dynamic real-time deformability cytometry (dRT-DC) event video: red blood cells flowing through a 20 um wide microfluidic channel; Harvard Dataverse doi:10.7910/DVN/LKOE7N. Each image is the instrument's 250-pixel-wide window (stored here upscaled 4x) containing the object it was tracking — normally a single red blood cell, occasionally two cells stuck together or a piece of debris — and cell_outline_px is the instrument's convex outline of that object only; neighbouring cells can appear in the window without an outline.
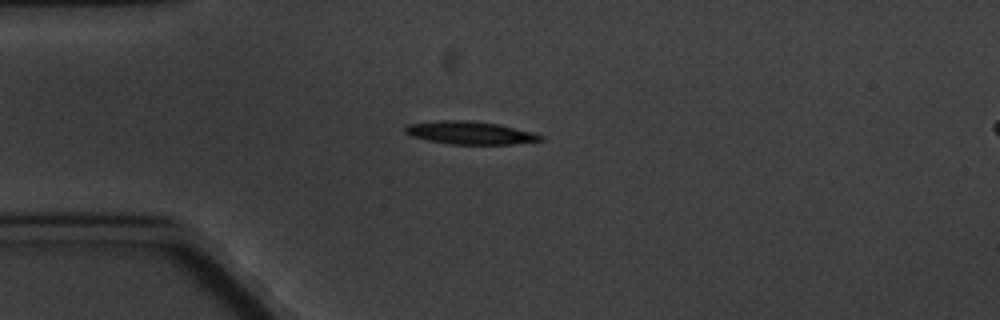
{"species": "common noctule bat (a hibernating species)", "species_latin": "Nyctalus noctula", "temperature_condition": "cold", "stored_images_in_passage": 5, "camera_frame_rate_fps": 3000, "um_per_image_px": 0.085, "animal": {"sex": "male", "body_mass_g": 20.1, "forearm_length_mm": 53.5}, "frame": {"image": 1, "passage_image": 1, "time_ms": 0.0, "image_size_px": [1000, 320], "cell_outline_px": [[544, 140], [512, 144], [448, 144], [428, 140], [412, 136], [404, 132], [404, 128], [408, 124], [440, 120], [468, 120], [496, 124], [532, 132], [544, 136]], "centroid_in_image_um": [39.93, 11.29], "position_along_channel_um": 45.1, "area_um2": 17.92}}